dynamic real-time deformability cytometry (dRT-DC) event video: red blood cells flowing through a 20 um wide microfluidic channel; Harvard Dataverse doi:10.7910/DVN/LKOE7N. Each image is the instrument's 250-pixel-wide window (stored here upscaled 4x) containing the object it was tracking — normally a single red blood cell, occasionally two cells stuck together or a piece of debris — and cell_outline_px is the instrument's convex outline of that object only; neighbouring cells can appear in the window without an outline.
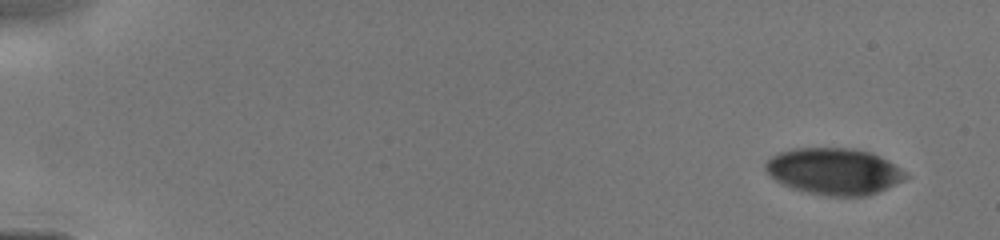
{"species": "human", "species_latin": "Homo sapiens", "temperature_condition": "cold", "stored_images_in_passage": 14, "camera_frame_rate_fps": 3000, "um_per_image_px": 0.085, "donor": {"sex": "male"}, "frame": {"image": 1, "passage_image": 1, "time_ms": 0.0, "image_size_px": [1000, 240], "cell_outline_px": [[912, 176], [904, 180], [876, 192], [864, 196], [832, 196], [808, 192], [792, 188], [776, 180], [764, 168], [764, 164], [772, 156], [780, 152], [792, 148], [856, 148], [872, 152], [888, 160]], "centroid_in_image_um": [70.93, 14.54], "position_along_channel_um": 14.1, "area_um2": 37.92}}
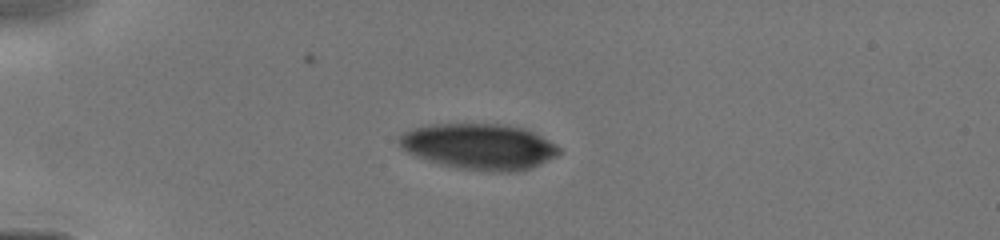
{"frame": {"image": 2, "passage_image": 8, "time_ms": 3.333, "image_size_px": [1000, 240], "cell_outline_px": [[560, 152], [556, 156], [548, 160], [528, 168], [516, 172], [492, 172], [460, 168], [440, 164], [416, 156], [408, 152], [396, 140], [404, 132], [412, 128], [432, 124], [504, 124], [528, 128], [556, 144], [560, 148]], "centroid_in_image_um": [40.76, 12.44], "position_along_channel_um": 44.2, "area_um2": 42.77}}
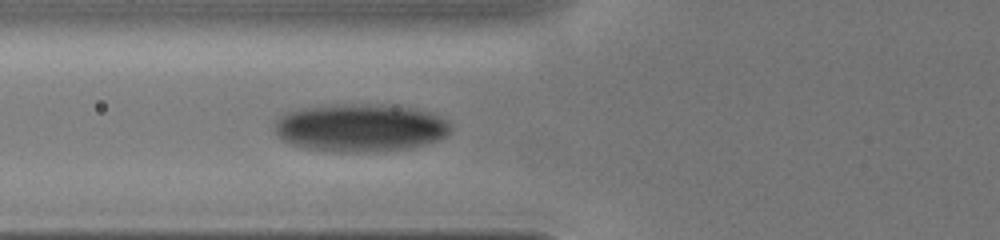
{"frame": {"image": 3, "passage_image": 14, "time_ms": 5.333, "image_size_px": [1000, 240], "cell_outline_px": [[448, 132], [444, 136], [436, 140], [412, 148], [360, 152], [340, 152], [304, 148], [292, 144], [276, 136], [276, 120], [280, 116], [288, 112], [304, 108], [340, 104], [368, 104], [416, 108], [432, 112], [448, 120]], "centroid_in_image_um": [30.63, 10.86], "position_along_channel_um": 95.2, "area_um2": 48.78}}